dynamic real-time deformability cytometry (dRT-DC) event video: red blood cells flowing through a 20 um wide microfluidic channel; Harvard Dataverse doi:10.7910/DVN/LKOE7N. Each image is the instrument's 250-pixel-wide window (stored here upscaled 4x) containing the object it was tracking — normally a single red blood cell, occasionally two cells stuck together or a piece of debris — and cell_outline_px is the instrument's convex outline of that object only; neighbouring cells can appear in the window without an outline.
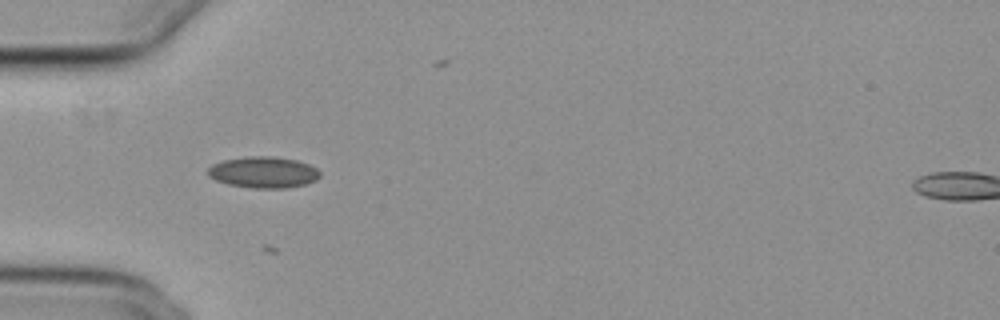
{"species": "common noctule bat (a hibernating species)", "species_latin": "Nyctalus noctula", "temperature_condition": "cold", "stored_images_in_passage": 14, "camera_frame_rate_fps": 3000, "um_per_image_px": 0.085, "animal": {"sex": "female", "body_mass_g": 29.2, "forearm_length_mm": 56.3}, "frame": {"image": 1, "passage_image": 5, "time_ms": 1.333, "image_size_px": [1000, 320], "cell_outline_px": [[320, 176], [316, 180], [304, 184], [284, 188], [252, 188], [228, 184], [216, 180], [208, 176], [208, 168], [212, 164], [224, 160], [248, 156], [276, 156], [296, 160], [308, 164], [316, 168], [320, 172]], "centroid_in_image_um": [22.38, 14.64], "position_along_channel_um": 62.6, "area_um2": 20.4}}
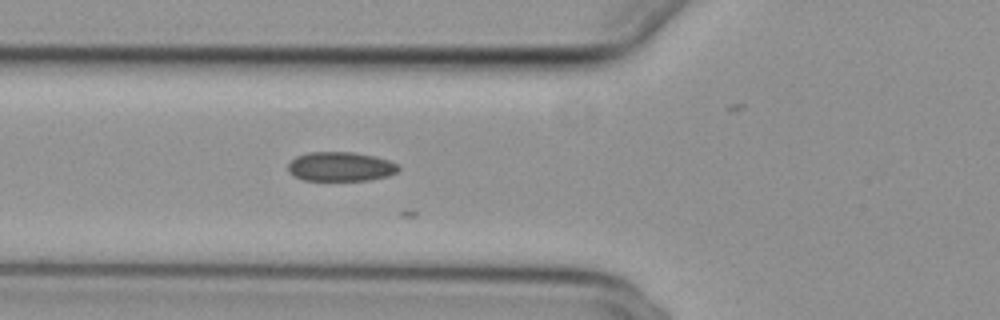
{"frame": {"image": 2, "passage_image": 8, "time_ms": 2.333, "image_size_px": [1000, 320], "cell_outline_px": [[400, 168], [396, 172], [388, 176], [368, 180], [304, 180], [288, 172], [288, 164], [296, 156], [308, 152], [352, 152], [376, 156], [400, 164]], "centroid_in_image_um": [28.97, 14.15], "position_along_channel_um": 96.8, "area_um2": 18.9}}
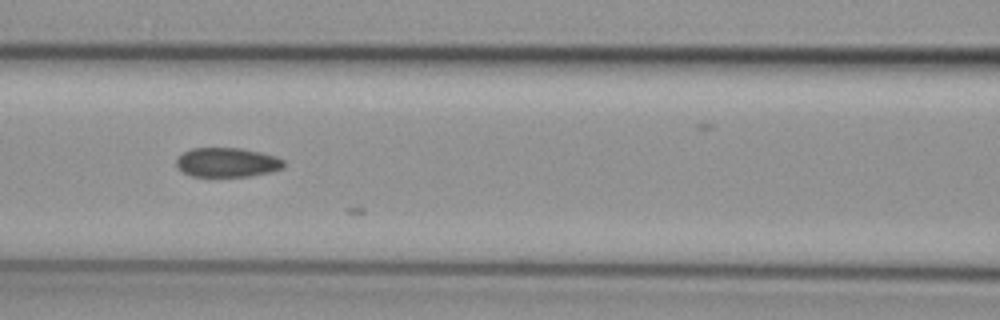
{"frame": {"image": 3, "passage_image": 12, "time_ms": 3.667, "image_size_px": [1000, 320], "cell_outline_px": [[284, 168], [272, 172], [248, 176], [192, 176], [176, 168], [176, 160], [184, 152], [192, 148], [240, 148], [260, 152], [276, 156], [284, 160]], "centroid_in_image_um": [19.32, 13.8], "position_along_channel_um": 147.3, "area_um2": 18.38}}